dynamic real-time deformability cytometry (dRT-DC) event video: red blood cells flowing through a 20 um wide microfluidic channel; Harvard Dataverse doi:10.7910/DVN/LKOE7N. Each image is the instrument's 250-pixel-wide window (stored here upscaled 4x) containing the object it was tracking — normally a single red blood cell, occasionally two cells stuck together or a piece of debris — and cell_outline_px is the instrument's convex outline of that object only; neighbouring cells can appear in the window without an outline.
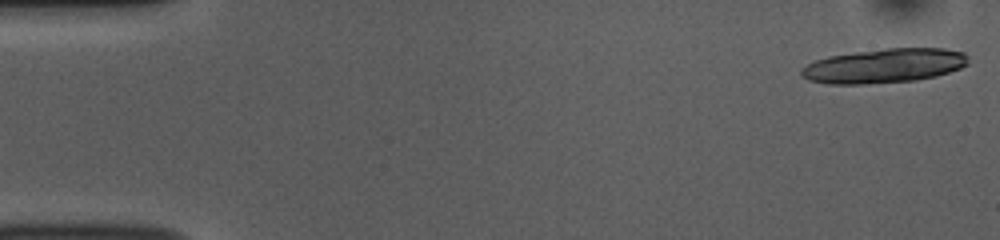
{"species": "common noctule bat (a hibernating species)", "species_latin": "Nyctalus noctula", "temperature_condition": "room temperature", "stored_images_in_passage": 20, "camera_frame_rate_fps": 3000, "um_per_image_px": 0.085, "animal": {"sex": "female", "body_mass_g": 10.0, "forearm_length_mm": 53.1}, "frame": {"image": 1, "passage_image": 1, "time_ms": 0.0, "image_size_px": [1000, 240], "cell_outline_px": [[968, 64], [960, 68], [936, 76], [916, 80], [864, 84], [828, 84], [808, 80], [800, 72], [800, 68], [816, 60], [828, 56], [884, 48], [944, 48], [964, 52], [968, 56]], "centroid_in_image_um": [75.17, 5.59], "position_along_channel_um": 9.8, "area_um2": 33.41}}